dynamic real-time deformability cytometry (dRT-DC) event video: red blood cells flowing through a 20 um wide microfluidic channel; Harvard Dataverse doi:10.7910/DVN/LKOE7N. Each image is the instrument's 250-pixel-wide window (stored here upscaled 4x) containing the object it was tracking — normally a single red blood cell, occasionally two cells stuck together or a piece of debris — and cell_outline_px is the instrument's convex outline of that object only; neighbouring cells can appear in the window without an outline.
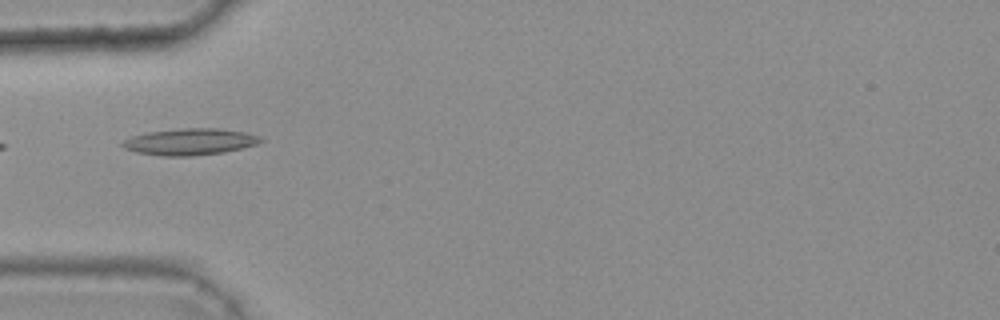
{"species": "common noctule bat (a hibernating species)", "species_latin": "Nyctalus noctula", "temperature_condition": "warm", "stored_images_in_passage": 4, "camera_frame_rate_fps": 3000, "um_per_image_px": 0.085, "animal": {"sex": "female", "body_mass_g": 25.1}, "frame": {"image": 1, "passage_image": 1, "time_ms": 0.0, "image_size_px": [1000, 320], "cell_outline_px": [[264, 140], [256, 144], [224, 152], [192, 156], [160, 156], [136, 152], [124, 148], [120, 144], [124, 140], [132, 136], [148, 132], [184, 128], [216, 128], [244, 132], [260, 136]], "centroid_in_image_um": [16.12, 12.05], "position_along_channel_um": 68.9, "area_um2": 21.27}}